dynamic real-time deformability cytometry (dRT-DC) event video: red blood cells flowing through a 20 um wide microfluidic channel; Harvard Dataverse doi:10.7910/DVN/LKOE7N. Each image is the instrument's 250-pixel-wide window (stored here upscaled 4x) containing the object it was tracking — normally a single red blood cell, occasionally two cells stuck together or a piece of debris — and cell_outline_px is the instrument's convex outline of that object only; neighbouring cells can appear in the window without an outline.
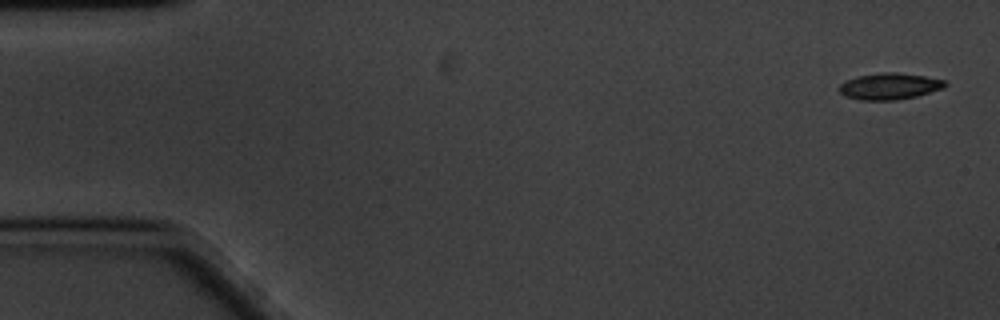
{"species": "common noctule bat (a hibernating species)", "species_latin": "Nyctalus noctula", "temperature_condition": "cold", "stored_images_in_passage": 58, "camera_frame_rate_fps": 3000, "um_per_image_px": 0.085, "animal": {"sex": "male", "body_mass_g": 20.1, "forearm_length_mm": 53.5}, "frame": {"image": 1, "passage_image": 1, "time_ms": 0.0, "image_size_px": [1000, 320], "cell_outline_px": [[948, 84], [944, 88], [916, 96], [896, 100], [860, 100], [844, 96], [840, 92], [840, 84], [856, 76], [880, 72], [896, 72], [924, 76], [944, 80]], "centroid_in_image_um": [75.61, 7.33], "position_along_channel_um": 9.4, "area_um2": 16.3}}
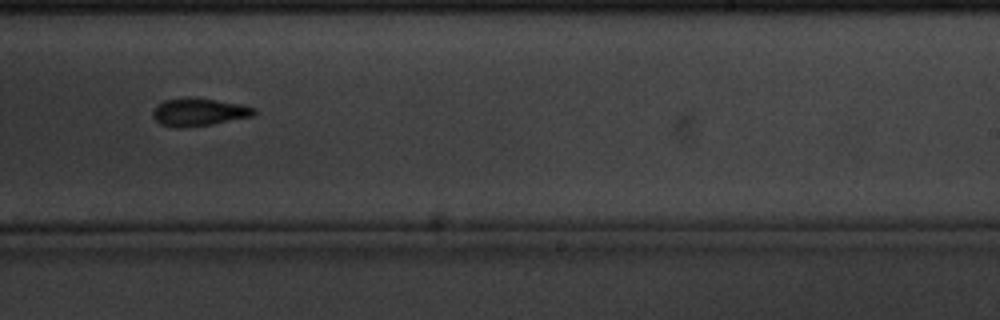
{"frame": {"image": 2, "passage_image": 35, "time_ms": 11.333, "image_size_px": [1000, 320], "cell_outline_px": [[256, 112], [252, 116], [212, 124], [184, 128], [176, 128], [160, 124], [152, 116], [152, 112], [156, 104], [164, 100], [184, 96], [196, 96], [240, 104], [256, 108]], "centroid_in_image_um": [16.85, 9.5], "position_along_channel_um": 272.1, "area_um2": 16.82}}
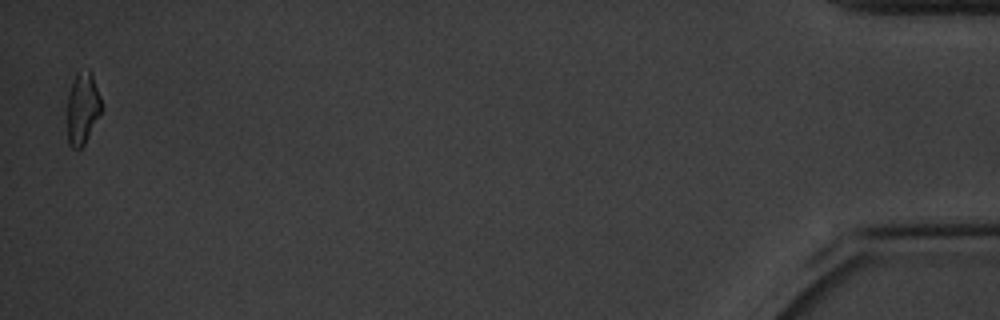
{"frame": {"image": 3, "passage_image": 57, "time_ms": 18.667, "image_size_px": [1000, 320], "cell_outline_px": [[104, 108], [84, 144], [80, 148], [72, 148], [68, 144], [68, 92], [72, 80], [76, 72], [88, 68], [92, 72]], "centroid_in_image_um": [7.04, 9.15], "position_along_channel_um": 428.2, "area_um2": 14.62}, "authors_computed_cell_mechanics": {"area_um2": 16.2418, "velocity_mm_per_s": 3.3903, "shape_relaxation_time_tau1_ms": 3.38, "shape_relaxation_time_tau2_ms": null, "deformation_change_tau1": 0.0948, "deformation_change_tau2": null}}